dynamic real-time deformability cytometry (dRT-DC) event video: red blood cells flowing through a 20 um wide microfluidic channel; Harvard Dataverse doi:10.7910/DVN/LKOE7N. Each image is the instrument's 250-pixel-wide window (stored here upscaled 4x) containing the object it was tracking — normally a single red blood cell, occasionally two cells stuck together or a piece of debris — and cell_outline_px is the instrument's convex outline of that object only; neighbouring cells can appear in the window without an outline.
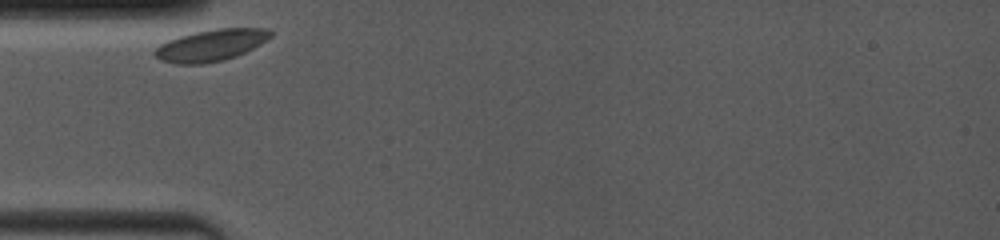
{"species": "common noctule bat (a hibernating species)", "species_latin": "Nyctalus noctula", "temperature_condition": "room temperature", "stored_images_in_passage": 32, "camera_frame_rate_fps": 4000, "um_per_image_px": 0.085, "animal": {"sex": "female", "body_mass_g": 19.0, "forearm_length_mm": 53.3}, "frame": {"image": 1, "passage_image": 1, "time_ms": 0.0, "image_size_px": [1000, 240], "cell_outline_px": [[272, 36], [260, 44], [236, 56], [224, 60], [204, 64], [176, 64], [160, 60], [152, 52], [160, 44], [168, 40], [180, 36], [196, 32], [220, 28], [268, 28], [272, 32]], "centroid_in_image_um": [17.92, 3.85], "position_along_channel_um": 67.1, "area_um2": 21.27}}
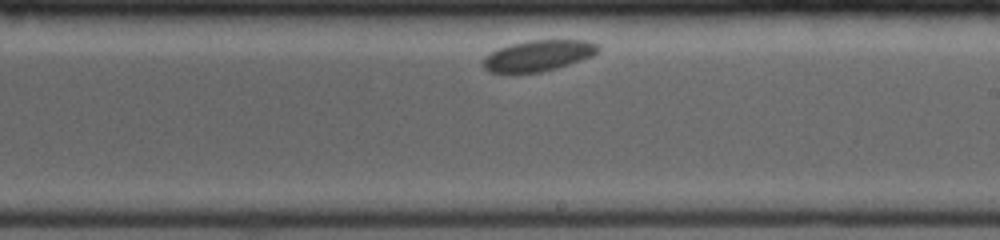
{"frame": {"image": 2, "passage_image": 19, "time_ms": 5.25, "image_size_px": [1000, 240], "cell_outline_px": [[600, 48], [592, 56], [556, 68], [540, 72], [508, 76], [488, 72], [480, 64], [484, 56], [500, 48], [512, 44], [528, 40], [588, 40], [600, 44]], "centroid_in_image_um": [45.67, 4.77], "position_along_channel_um": 243.3, "area_um2": 21.39}}
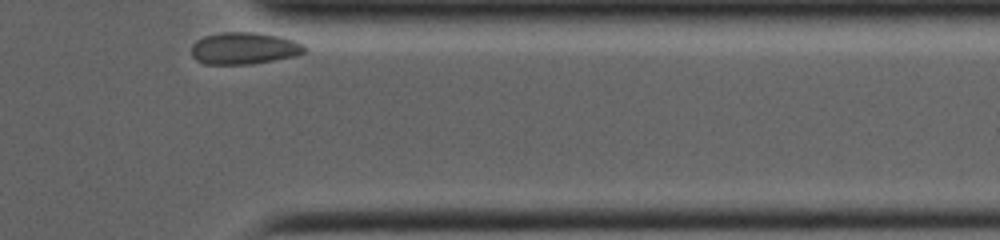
{"frame": {"image": 3, "passage_image": 32, "time_ms": 9.5, "image_size_px": [1000, 240], "cell_outline_px": [[308, 52], [296, 56], [248, 64], [204, 64], [196, 60], [192, 56], [192, 44], [196, 40], [204, 36], [220, 32], [256, 32], [280, 36], [304, 44], [308, 48]], "centroid_in_image_um": [20.77, 4.1], "position_along_channel_um": 390.6, "area_um2": 21.27}, "authors_computed_cell_mechanics": {"area_um2": 21.386, "velocity_mm_per_s": 3.3974, "shape_relaxation_time_tau1_ms": 1.8679, "shape_relaxation_time_tau2_ms": null, "deformation_change_tau1": 0.0497, "deformation_change_tau2": null}}